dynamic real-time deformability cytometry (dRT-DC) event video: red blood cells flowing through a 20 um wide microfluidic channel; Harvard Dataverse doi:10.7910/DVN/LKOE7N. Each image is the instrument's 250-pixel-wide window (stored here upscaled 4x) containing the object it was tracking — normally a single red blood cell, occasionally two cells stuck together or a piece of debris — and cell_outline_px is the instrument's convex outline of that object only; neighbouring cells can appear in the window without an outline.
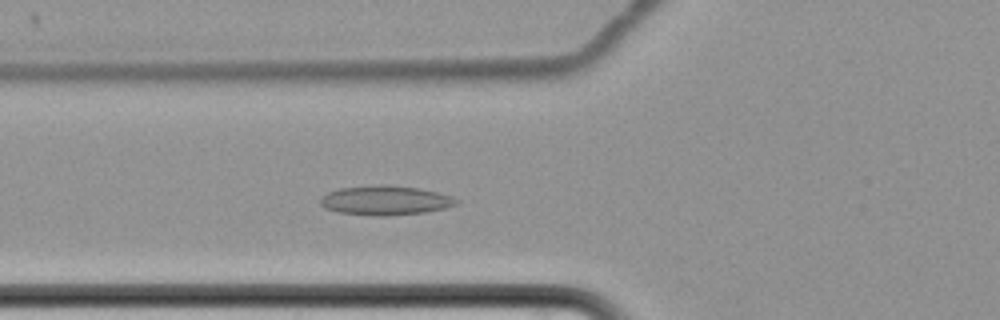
{"species": "common noctule bat (a hibernating species)", "species_latin": "Nyctalus noctula", "temperature_condition": "cold", "stored_images_in_passage": 47, "camera_frame_rate_fps": 3000, "um_per_image_px": 0.085, "animal": {"sex": "female", "body_mass_g": 22.7, "forearm_length_mm": 54.2}, "frame": {"image": 1, "passage_image": 9, "time_ms": 2.667, "image_size_px": [1000, 320], "cell_outline_px": [[460, 200], [456, 204], [448, 208], [424, 212], [384, 216], [376, 216], [336, 212], [324, 208], [320, 204], [320, 200], [328, 192], [340, 188], [380, 184], [420, 188], [452, 196]], "centroid_in_image_um": [32.76, 17.03], "position_along_channel_um": 93.0, "area_um2": 23.35}}
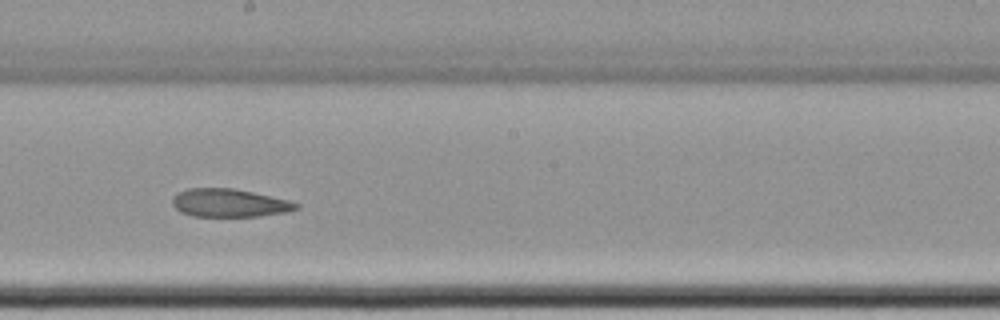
{"frame": {"image": 2, "passage_image": 21, "time_ms": 6.667, "image_size_px": [1000, 320], "cell_outline_px": [[300, 208], [284, 212], [256, 216], [192, 216], [180, 212], [172, 204], [172, 200], [176, 192], [188, 188], [232, 188], [252, 192], [288, 200], [300, 204]], "centroid_in_image_um": [19.45, 17.24], "position_along_channel_um": 228.7, "area_um2": 20.17}}
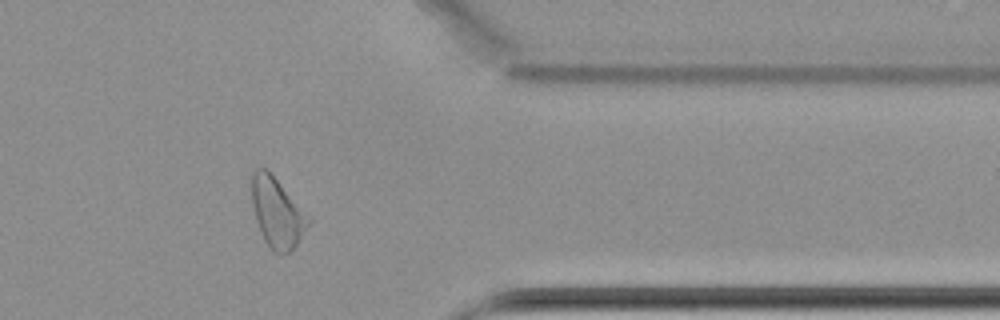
{"frame": {"image": 3, "passage_image": 36, "time_ms": 11.667, "image_size_px": [1000, 320], "cell_outline_px": [[312, 220], [296, 244], [288, 252], [280, 256], [272, 252], [264, 240], [256, 220], [252, 204], [252, 172], [256, 168], [264, 168], [312, 216]], "centroid_in_image_um": [23.58, 18.12], "position_along_channel_um": 387.8, "area_um2": 22.95}}